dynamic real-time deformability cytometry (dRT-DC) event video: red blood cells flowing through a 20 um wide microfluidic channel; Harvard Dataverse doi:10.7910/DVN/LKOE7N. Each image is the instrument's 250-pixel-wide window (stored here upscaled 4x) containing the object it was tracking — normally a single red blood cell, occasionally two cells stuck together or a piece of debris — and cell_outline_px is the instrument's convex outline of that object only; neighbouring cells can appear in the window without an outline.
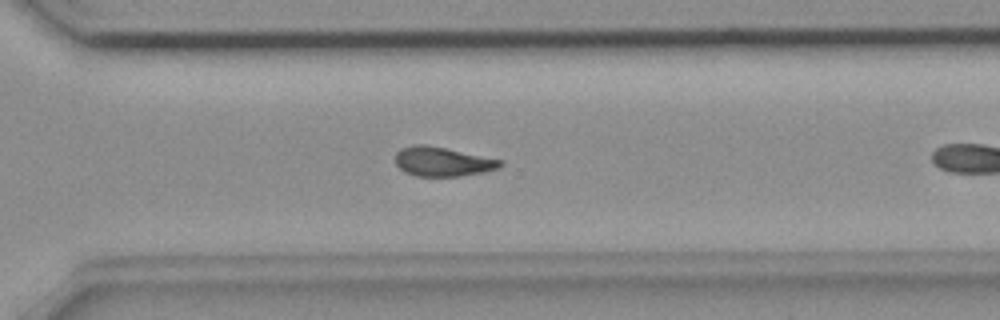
{"species": "common noctule bat (a hibernating species)", "species_latin": "Nyctalus noctula", "temperature_condition": "room temperature", "stored_images_in_passage": 28, "camera_frame_rate_fps": 3000, "um_per_image_px": 0.085, "animal": {"sex": "female", "body_mass_g": 18.4}, "frame": {"image": 1, "passage_image": 24, "time_ms": 7.667, "image_size_px": [1000, 320], "cell_outline_px": [[504, 164], [500, 168], [484, 172], [460, 176], [416, 176], [404, 172], [396, 164], [396, 152], [400, 148], [412, 144], [424, 144], [504, 160]], "centroid_in_image_um": [37.63, 13.74], "position_along_channel_um": 333.0, "area_um2": 18.03}}